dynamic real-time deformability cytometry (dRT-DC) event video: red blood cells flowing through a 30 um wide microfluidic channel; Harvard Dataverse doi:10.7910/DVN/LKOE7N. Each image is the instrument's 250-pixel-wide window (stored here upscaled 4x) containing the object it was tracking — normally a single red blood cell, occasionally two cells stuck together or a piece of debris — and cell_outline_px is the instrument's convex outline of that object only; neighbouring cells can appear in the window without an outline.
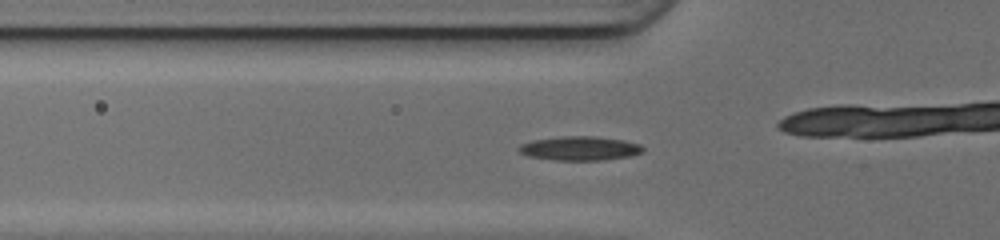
{"species": "common noctule bat (a hibernating species)", "species_latin": "Nyctalus noctula", "temperature_condition": "cold", "stored_images_in_passage": 40, "camera_frame_rate_fps": 3000, "um_per_image_px": 0.085, "animal": {"sex": "female", "body_mass_g": 17.0, "forearm_length_mm": 48.0}, "frame": {"image": 1, "passage_image": 7, "time_ms": 2.0, "image_size_px": [1000, 240], "cell_outline_px": [[644, 152], [632, 156], [604, 160], [552, 160], [528, 156], [520, 152], [516, 148], [520, 144], [532, 140], [564, 136], [592, 136], [624, 140], [640, 144], [644, 148]], "centroid_in_image_um": [49.29, 12.61], "position_along_channel_um": 76.5, "area_um2": 17.57}, "authors_computed_cell_mechanics": {"area_um2": 15.8661, "velocity_mm_per_s": 4.2113, "shape_relaxation_time_tau1_ms": 6.0637, "shape_relaxation_time_tau2_ms": null, "deformation_change_tau1": 0.1711, "deformation_change_tau2": null}}